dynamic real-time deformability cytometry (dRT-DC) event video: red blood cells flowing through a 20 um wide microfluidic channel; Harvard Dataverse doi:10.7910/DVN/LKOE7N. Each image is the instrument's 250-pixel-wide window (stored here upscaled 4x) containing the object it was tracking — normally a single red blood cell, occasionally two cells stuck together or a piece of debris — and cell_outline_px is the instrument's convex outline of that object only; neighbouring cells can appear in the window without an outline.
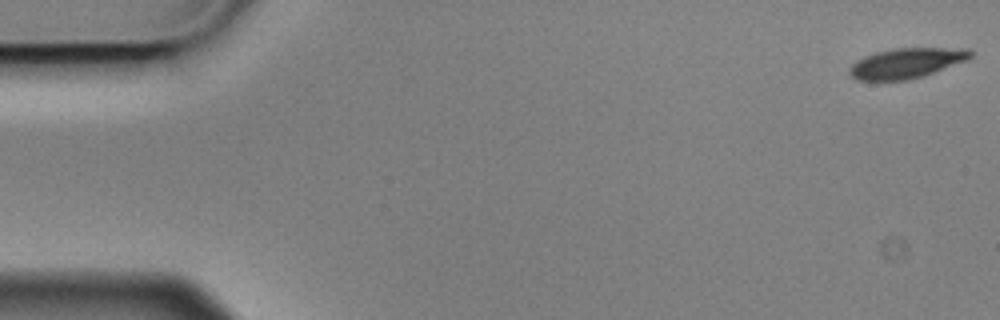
{"species": "Egyptian fruit bat (a non-hibernating species)", "species_latin": "Rousettus aegyptiacus", "temperature_condition": "cold", "stored_images_in_passage": 4, "segment_of_instrument_passage": [2, 2], "camera_frame_rate_fps": 3000, "um_per_image_px": 0.085, "animal": {"sex": "male"}, "frame": {"image": 1, "passage_image": 4, "time_ms": 1.0, "image_size_px": [1000, 320], "cell_outline_px": [[972, 56], [968, 60], [924, 76], [908, 80], [856, 80], [848, 72], [852, 64], [856, 60], [864, 56], [876, 52], [892, 48], [968, 48], [972, 52]], "centroid_in_image_um": [77.07, 5.36], "position_along_channel_um": 7.9, "area_um2": 21.39}}